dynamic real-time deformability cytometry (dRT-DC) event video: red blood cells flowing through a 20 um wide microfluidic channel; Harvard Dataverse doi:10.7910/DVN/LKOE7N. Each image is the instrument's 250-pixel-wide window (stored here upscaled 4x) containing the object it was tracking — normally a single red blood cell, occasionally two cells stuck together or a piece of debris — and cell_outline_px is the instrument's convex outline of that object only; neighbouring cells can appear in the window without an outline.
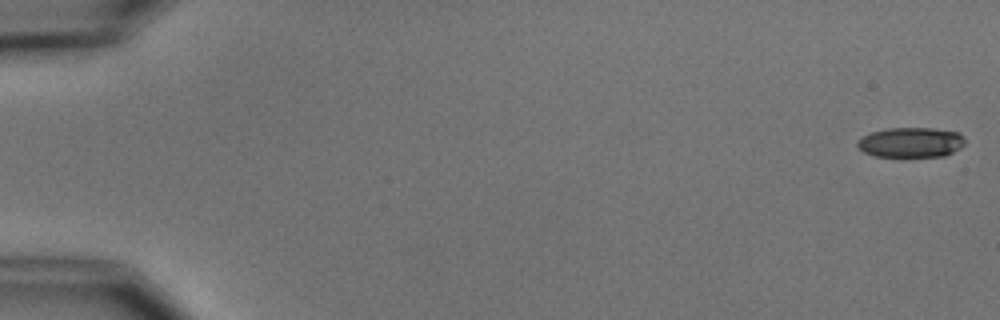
{"species": "common noctule bat (a hibernating species)", "species_latin": "Nyctalus noctula", "temperature_condition": "cold", "stored_images_in_passage": 7, "camera_frame_rate_fps": 3000, "um_per_image_px": 0.085, "animal": {"sex": "male", "body_mass_g": 15.6}, "frame": {"image": 1, "passage_image": 1, "time_ms": 0.0, "image_size_px": [1000, 320], "cell_outline_px": [[964, 144], [960, 148], [944, 156], [904, 160], [876, 156], [864, 152], [856, 144], [864, 136], [872, 132], [888, 128], [932, 128], [960, 132], [964, 136]], "centroid_in_image_um": [77.46, 12.16], "position_along_channel_um": 7.5, "area_um2": 19.59}}
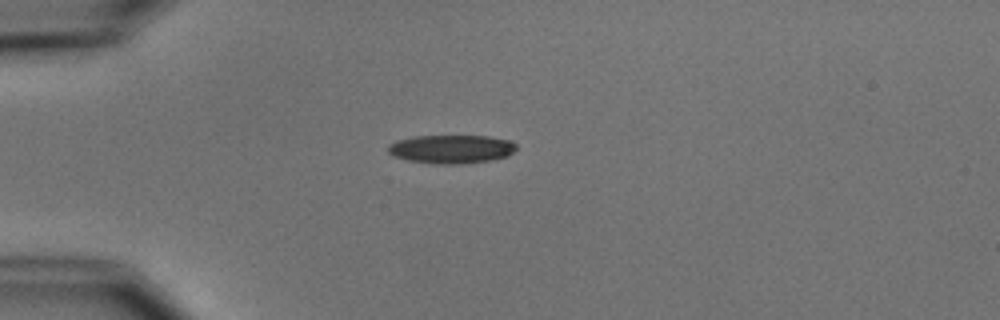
{"frame": {"image": 2, "passage_image": 5, "time_ms": 4.667, "image_size_px": [1000, 320], "cell_outline_px": [[516, 148], [508, 156], [492, 160], [464, 164], [432, 164], [408, 160], [392, 156], [388, 152], [388, 144], [396, 140], [412, 136], [488, 136], [508, 140], [516, 144]], "centroid_in_image_um": [38.33, 12.68], "position_along_channel_um": 46.7, "area_um2": 21.56}}